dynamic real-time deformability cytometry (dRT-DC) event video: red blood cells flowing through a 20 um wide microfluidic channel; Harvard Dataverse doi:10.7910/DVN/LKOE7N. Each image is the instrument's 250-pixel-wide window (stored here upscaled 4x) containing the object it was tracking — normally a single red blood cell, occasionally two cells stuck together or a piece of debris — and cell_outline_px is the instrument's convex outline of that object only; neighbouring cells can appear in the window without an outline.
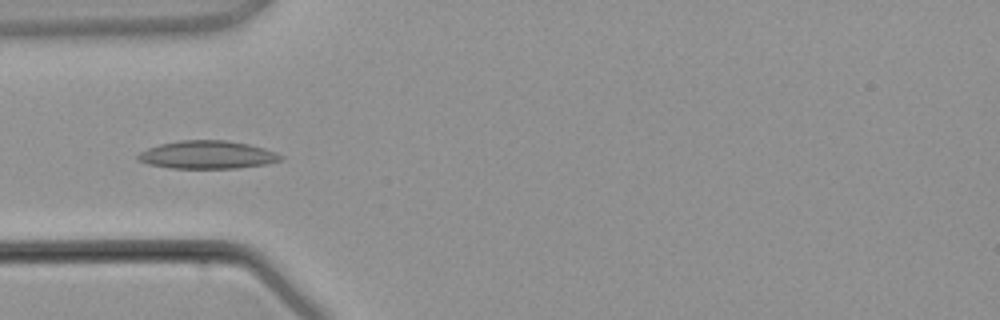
{"species": "common noctule bat (a hibernating species)", "species_latin": "Nyctalus noctula", "temperature_condition": "warm", "stored_images_in_passage": 3, "camera_frame_rate_fps": 3000, "um_per_image_px": 0.085, "animal": {"sex": "male", "body_mass_g": 21.5, "forearm_length_mm": 52.0}, "frame": {"image": 1, "passage_image": 3, "time_ms": 3.667, "image_size_px": [1000, 320], "cell_outline_px": [[284, 156], [280, 160], [268, 164], [236, 168], [172, 168], [148, 164], [136, 160], [136, 156], [140, 152], [148, 148], [160, 144], [180, 140], [224, 140], [248, 144], [264, 148], [276, 152]], "centroid_in_image_um": [17.61, 13.16], "position_along_channel_um": 67.4, "area_um2": 23.29}}